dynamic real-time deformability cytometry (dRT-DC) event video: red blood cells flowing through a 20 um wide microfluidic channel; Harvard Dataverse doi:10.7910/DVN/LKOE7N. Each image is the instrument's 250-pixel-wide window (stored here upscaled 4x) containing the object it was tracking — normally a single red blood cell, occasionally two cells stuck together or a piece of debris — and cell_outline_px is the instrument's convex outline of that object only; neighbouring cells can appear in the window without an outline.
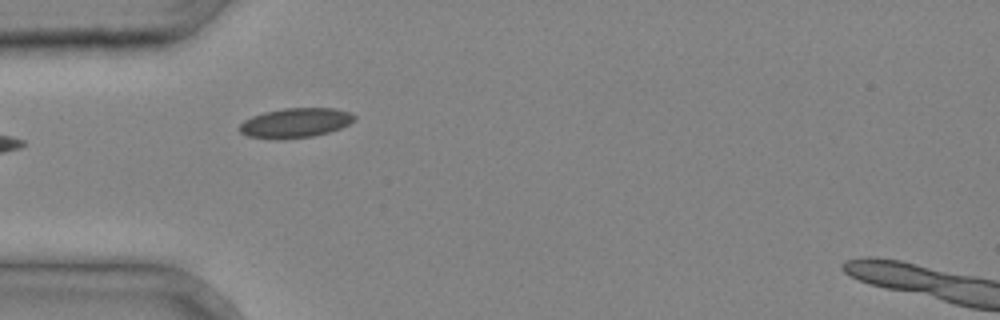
{"species": "common noctule bat (a hibernating species)", "species_latin": "Nyctalus noctula", "temperature_condition": "cold", "stored_images_in_passage": 3, "camera_frame_rate_fps": 3000, "um_per_image_px": 0.085, "animal": {"sex": "male", "body_mass_g": 20.4}, "frame": {"image": 1, "passage_image": 3, "time_ms": 0.667, "image_size_px": [1000, 320], "cell_outline_px": [[356, 116], [348, 124], [340, 128], [328, 132], [312, 136], [280, 140], [272, 140], [248, 136], [240, 132], [240, 124], [244, 120], [252, 116], [264, 112], [284, 108], [336, 108], [348, 112]], "centroid_in_image_um": [25.07, 10.45], "position_along_channel_um": 59.9, "area_um2": 19.83}}